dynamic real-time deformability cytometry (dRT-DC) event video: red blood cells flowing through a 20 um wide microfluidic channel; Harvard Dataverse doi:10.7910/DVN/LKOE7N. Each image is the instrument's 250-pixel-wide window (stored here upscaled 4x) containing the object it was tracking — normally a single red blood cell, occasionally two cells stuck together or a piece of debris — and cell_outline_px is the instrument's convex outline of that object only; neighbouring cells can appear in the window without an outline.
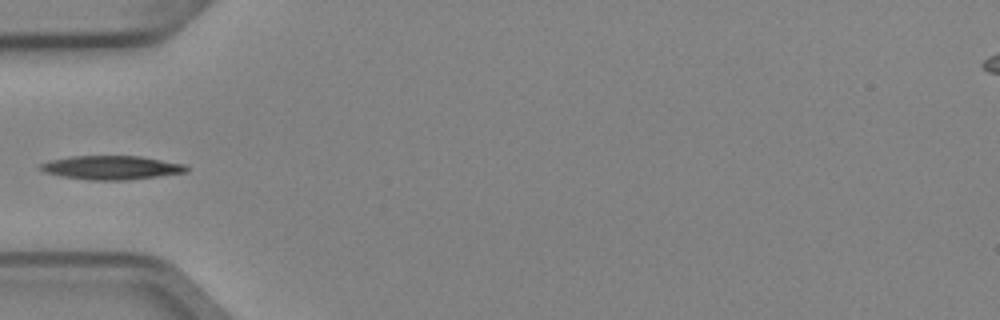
{"species": "Egyptian fruit bat (a non-hibernating species)", "species_latin": "Rousettus aegyptiacus", "temperature_condition": "cold", "stored_images_in_passage": 6, "camera_frame_rate_fps": 3000, "um_per_image_px": 0.085, "animal": {"sex": "female"}, "frame": {"image": 1, "passage_image": 6, "time_ms": 1.667, "image_size_px": [1000, 320], "cell_outline_px": [[188, 172], [128, 180], [88, 180], [60, 176], [44, 172], [40, 168], [40, 164], [52, 160], [72, 156], [140, 156], [184, 164], [188, 168]], "centroid_in_image_um": [9.48, 14.25], "position_along_channel_um": 75.5, "area_um2": 20.17}}